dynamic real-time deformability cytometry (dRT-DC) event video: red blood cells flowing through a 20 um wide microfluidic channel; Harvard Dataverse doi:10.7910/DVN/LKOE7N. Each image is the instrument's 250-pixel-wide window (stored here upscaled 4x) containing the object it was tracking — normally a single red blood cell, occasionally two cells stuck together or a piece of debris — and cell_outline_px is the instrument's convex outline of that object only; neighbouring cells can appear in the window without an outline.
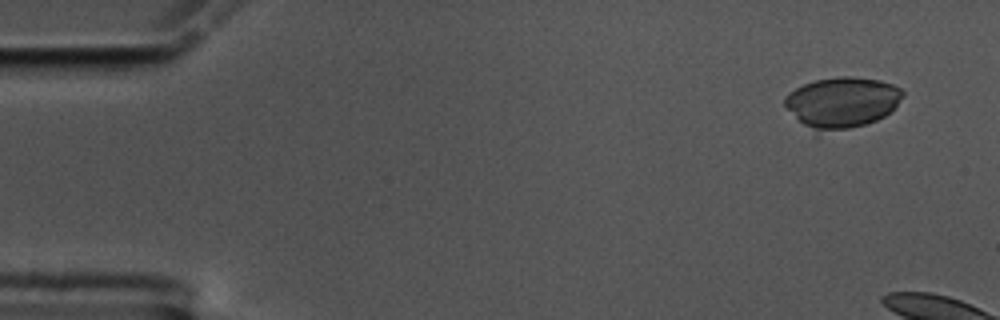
{"species": "common noctule bat (a hibernating species)", "species_latin": "Nyctalus noctula", "temperature_condition": "cold", "stored_images_in_passage": 9, "camera_frame_rate_fps": 3000, "um_per_image_px": 0.085, "animal": {"sex": "male", "body_mass_g": 17.5, "forearm_length_mm": 52.3}, "frame": {"image": 1, "passage_image": 4, "time_ms": 1.0, "image_size_px": [1000, 320], "cell_outline_px": [[904, 96], [884, 116], [876, 120], [864, 124], [816, 136], [784, 104], [784, 96], [788, 92], [804, 84], [816, 80], [836, 76], [852, 76], [880, 80], [892, 84], [900, 88], [904, 92]], "centroid_in_image_um": [71.54, 8.71], "position_along_channel_um": 13.5, "area_um2": 35.03}}